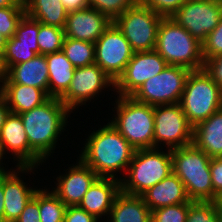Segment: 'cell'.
<instances>
[{
  "mask_svg": "<svg viewBox=\"0 0 222 222\" xmlns=\"http://www.w3.org/2000/svg\"><path fill=\"white\" fill-rule=\"evenodd\" d=\"M79 158L88 165L98 177L115 178L117 172L126 173L135 149L126 141L111 122L93 131L86 139Z\"/></svg>",
  "mask_w": 222,
  "mask_h": 222,
  "instance_id": "1",
  "label": "cell"
},
{
  "mask_svg": "<svg viewBox=\"0 0 222 222\" xmlns=\"http://www.w3.org/2000/svg\"><path fill=\"white\" fill-rule=\"evenodd\" d=\"M70 114L71 111L59 98L52 97L30 111L19 114L30 148L43 161L54 153L55 144L61 132L65 130Z\"/></svg>",
  "mask_w": 222,
  "mask_h": 222,
  "instance_id": "2",
  "label": "cell"
},
{
  "mask_svg": "<svg viewBox=\"0 0 222 222\" xmlns=\"http://www.w3.org/2000/svg\"><path fill=\"white\" fill-rule=\"evenodd\" d=\"M173 173L183 182L187 196L192 201H212L210 160L193 143L171 149Z\"/></svg>",
  "mask_w": 222,
  "mask_h": 222,
  "instance_id": "3",
  "label": "cell"
},
{
  "mask_svg": "<svg viewBox=\"0 0 222 222\" xmlns=\"http://www.w3.org/2000/svg\"><path fill=\"white\" fill-rule=\"evenodd\" d=\"M155 50L168 65L192 70L203 69L202 43L171 17H164L158 28Z\"/></svg>",
  "mask_w": 222,
  "mask_h": 222,
  "instance_id": "4",
  "label": "cell"
},
{
  "mask_svg": "<svg viewBox=\"0 0 222 222\" xmlns=\"http://www.w3.org/2000/svg\"><path fill=\"white\" fill-rule=\"evenodd\" d=\"M165 152L159 148L135 150L125 178L120 177L121 192L141 196L173 173L171 149Z\"/></svg>",
  "mask_w": 222,
  "mask_h": 222,
  "instance_id": "5",
  "label": "cell"
},
{
  "mask_svg": "<svg viewBox=\"0 0 222 222\" xmlns=\"http://www.w3.org/2000/svg\"><path fill=\"white\" fill-rule=\"evenodd\" d=\"M112 125L135 150L154 148V106L117 96Z\"/></svg>",
  "mask_w": 222,
  "mask_h": 222,
  "instance_id": "6",
  "label": "cell"
},
{
  "mask_svg": "<svg viewBox=\"0 0 222 222\" xmlns=\"http://www.w3.org/2000/svg\"><path fill=\"white\" fill-rule=\"evenodd\" d=\"M180 105L190 125L195 127L222 108V90L204 69L192 70Z\"/></svg>",
  "mask_w": 222,
  "mask_h": 222,
  "instance_id": "7",
  "label": "cell"
},
{
  "mask_svg": "<svg viewBox=\"0 0 222 222\" xmlns=\"http://www.w3.org/2000/svg\"><path fill=\"white\" fill-rule=\"evenodd\" d=\"M164 17L138 1L113 22L122 31L134 52L155 49L158 28Z\"/></svg>",
  "mask_w": 222,
  "mask_h": 222,
  "instance_id": "8",
  "label": "cell"
},
{
  "mask_svg": "<svg viewBox=\"0 0 222 222\" xmlns=\"http://www.w3.org/2000/svg\"><path fill=\"white\" fill-rule=\"evenodd\" d=\"M190 69L167 65L162 72L146 80L131 96L151 106L180 103Z\"/></svg>",
  "mask_w": 222,
  "mask_h": 222,
  "instance_id": "9",
  "label": "cell"
},
{
  "mask_svg": "<svg viewBox=\"0 0 222 222\" xmlns=\"http://www.w3.org/2000/svg\"><path fill=\"white\" fill-rule=\"evenodd\" d=\"M192 141L193 127L180 103L154 106V148L166 144L167 149H174L190 145Z\"/></svg>",
  "mask_w": 222,
  "mask_h": 222,
  "instance_id": "10",
  "label": "cell"
},
{
  "mask_svg": "<svg viewBox=\"0 0 222 222\" xmlns=\"http://www.w3.org/2000/svg\"><path fill=\"white\" fill-rule=\"evenodd\" d=\"M134 51L114 22L95 42V63L114 81L123 74Z\"/></svg>",
  "mask_w": 222,
  "mask_h": 222,
  "instance_id": "11",
  "label": "cell"
},
{
  "mask_svg": "<svg viewBox=\"0 0 222 222\" xmlns=\"http://www.w3.org/2000/svg\"><path fill=\"white\" fill-rule=\"evenodd\" d=\"M221 16L222 0H186L171 18L202 43Z\"/></svg>",
  "mask_w": 222,
  "mask_h": 222,
  "instance_id": "12",
  "label": "cell"
},
{
  "mask_svg": "<svg viewBox=\"0 0 222 222\" xmlns=\"http://www.w3.org/2000/svg\"><path fill=\"white\" fill-rule=\"evenodd\" d=\"M110 85L114 89L115 82L96 63L79 67L75 69L70 87L60 100L72 112L77 106L86 105L88 100L91 102Z\"/></svg>",
  "mask_w": 222,
  "mask_h": 222,
  "instance_id": "13",
  "label": "cell"
},
{
  "mask_svg": "<svg viewBox=\"0 0 222 222\" xmlns=\"http://www.w3.org/2000/svg\"><path fill=\"white\" fill-rule=\"evenodd\" d=\"M167 65L155 49L134 52L114 89L120 96H132L146 80L162 72Z\"/></svg>",
  "mask_w": 222,
  "mask_h": 222,
  "instance_id": "14",
  "label": "cell"
},
{
  "mask_svg": "<svg viewBox=\"0 0 222 222\" xmlns=\"http://www.w3.org/2000/svg\"><path fill=\"white\" fill-rule=\"evenodd\" d=\"M0 148L3 155L8 150L14 154V158L18 162L15 167H38L40 163L42 165L44 162L30 148L25 127L19 114L10 112L6 117L0 131Z\"/></svg>",
  "mask_w": 222,
  "mask_h": 222,
  "instance_id": "15",
  "label": "cell"
},
{
  "mask_svg": "<svg viewBox=\"0 0 222 222\" xmlns=\"http://www.w3.org/2000/svg\"><path fill=\"white\" fill-rule=\"evenodd\" d=\"M113 21L91 7L68 12L64 33L74 40L95 43Z\"/></svg>",
  "mask_w": 222,
  "mask_h": 222,
  "instance_id": "16",
  "label": "cell"
},
{
  "mask_svg": "<svg viewBox=\"0 0 222 222\" xmlns=\"http://www.w3.org/2000/svg\"><path fill=\"white\" fill-rule=\"evenodd\" d=\"M69 167L68 172L56 178V188L52 191L66 206H78L98 175L80 158Z\"/></svg>",
  "mask_w": 222,
  "mask_h": 222,
  "instance_id": "17",
  "label": "cell"
},
{
  "mask_svg": "<svg viewBox=\"0 0 222 222\" xmlns=\"http://www.w3.org/2000/svg\"><path fill=\"white\" fill-rule=\"evenodd\" d=\"M37 167H17L3 175L4 222H15L28 202L34 197L36 189L29 188L18 174L32 172ZM16 170H18L16 172ZM18 173V174H17Z\"/></svg>",
  "mask_w": 222,
  "mask_h": 222,
  "instance_id": "18",
  "label": "cell"
},
{
  "mask_svg": "<svg viewBox=\"0 0 222 222\" xmlns=\"http://www.w3.org/2000/svg\"><path fill=\"white\" fill-rule=\"evenodd\" d=\"M120 192V179L98 177L78 206L100 220L101 216L109 215Z\"/></svg>",
  "mask_w": 222,
  "mask_h": 222,
  "instance_id": "19",
  "label": "cell"
},
{
  "mask_svg": "<svg viewBox=\"0 0 222 222\" xmlns=\"http://www.w3.org/2000/svg\"><path fill=\"white\" fill-rule=\"evenodd\" d=\"M141 196L151 211L170 205L186 203L190 200L183 182L174 173L150 187Z\"/></svg>",
  "mask_w": 222,
  "mask_h": 222,
  "instance_id": "20",
  "label": "cell"
},
{
  "mask_svg": "<svg viewBox=\"0 0 222 222\" xmlns=\"http://www.w3.org/2000/svg\"><path fill=\"white\" fill-rule=\"evenodd\" d=\"M3 84H22L44 90L49 95L48 66L45 55L13 65Z\"/></svg>",
  "mask_w": 222,
  "mask_h": 222,
  "instance_id": "21",
  "label": "cell"
},
{
  "mask_svg": "<svg viewBox=\"0 0 222 222\" xmlns=\"http://www.w3.org/2000/svg\"><path fill=\"white\" fill-rule=\"evenodd\" d=\"M192 143L210 158L222 157V108L193 127Z\"/></svg>",
  "mask_w": 222,
  "mask_h": 222,
  "instance_id": "22",
  "label": "cell"
},
{
  "mask_svg": "<svg viewBox=\"0 0 222 222\" xmlns=\"http://www.w3.org/2000/svg\"><path fill=\"white\" fill-rule=\"evenodd\" d=\"M0 92L14 114L30 111L50 98L44 90L22 84H0Z\"/></svg>",
  "mask_w": 222,
  "mask_h": 222,
  "instance_id": "23",
  "label": "cell"
},
{
  "mask_svg": "<svg viewBox=\"0 0 222 222\" xmlns=\"http://www.w3.org/2000/svg\"><path fill=\"white\" fill-rule=\"evenodd\" d=\"M107 217L109 222H151V210L142 196L120 192Z\"/></svg>",
  "mask_w": 222,
  "mask_h": 222,
  "instance_id": "24",
  "label": "cell"
},
{
  "mask_svg": "<svg viewBox=\"0 0 222 222\" xmlns=\"http://www.w3.org/2000/svg\"><path fill=\"white\" fill-rule=\"evenodd\" d=\"M45 56L48 66L49 96L60 99L69 89L76 68L62 50Z\"/></svg>",
  "mask_w": 222,
  "mask_h": 222,
  "instance_id": "25",
  "label": "cell"
},
{
  "mask_svg": "<svg viewBox=\"0 0 222 222\" xmlns=\"http://www.w3.org/2000/svg\"><path fill=\"white\" fill-rule=\"evenodd\" d=\"M24 6L26 15L32 19L64 29L68 11L61 0H27Z\"/></svg>",
  "mask_w": 222,
  "mask_h": 222,
  "instance_id": "26",
  "label": "cell"
},
{
  "mask_svg": "<svg viewBox=\"0 0 222 222\" xmlns=\"http://www.w3.org/2000/svg\"><path fill=\"white\" fill-rule=\"evenodd\" d=\"M62 51L75 68L95 63V43L65 37Z\"/></svg>",
  "mask_w": 222,
  "mask_h": 222,
  "instance_id": "27",
  "label": "cell"
},
{
  "mask_svg": "<svg viewBox=\"0 0 222 222\" xmlns=\"http://www.w3.org/2000/svg\"><path fill=\"white\" fill-rule=\"evenodd\" d=\"M66 207L52 191L39 188L40 222H63Z\"/></svg>",
  "mask_w": 222,
  "mask_h": 222,
  "instance_id": "28",
  "label": "cell"
},
{
  "mask_svg": "<svg viewBox=\"0 0 222 222\" xmlns=\"http://www.w3.org/2000/svg\"><path fill=\"white\" fill-rule=\"evenodd\" d=\"M64 39V29L39 22V33L37 36L39 55H47L61 51Z\"/></svg>",
  "mask_w": 222,
  "mask_h": 222,
  "instance_id": "29",
  "label": "cell"
},
{
  "mask_svg": "<svg viewBox=\"0 0 222 222\" xmlns=\"http://www.w3.org/2000/svg\"><path fill=\"white\" fill-rule=\"evenodd\" d=\"M4 54L10 69L13 65L26 62L39 55V47L38 45L17 44V39L12 36L6 41Z\"/></svg>",
  "mask_w": 222,
  "mask_h": 222,
  "instance_id": "30",
  "label": "cell"
},
{
  "mask_svg": "<svg viewBox=\"0 0 222 222\" xmlns=\"http://www.w3.org/2000/svg\"><path fill=\"white\" fill-rule=\"evenodd\" d=\"M186 222H218L217 202L193 201L189 206Z\"/></svg>",
  "mask_w": 222,
  "mask_h": 222,
  "instance_id": "31",
  "label": "cell"
},
{
  "mask_svg": "<svg viewBox=\"0 0 222 222\" xmlns=\"http://www.w3.org/2000/svg\"><path fill=\"white\" fill-rule=\"evenodd\" d=\"M192 200L186 203L170 205L151 211V222H186V216Z\"/></svg>",
  "mask_w": 222,
  "mask_h": 222,
  "instance_id": "32",
  "label": "cell"
},
{
  "mask_svg": "<svg viewBox=\"0 0 222 222\" xmlns=\"http://www.w3.org/2000/svg\"><path fill=\"white\" fill-rule=\"evenodd\" d=\"M25 14V6L0 8V32L7 39L14 36L17 25Z\"/></svg>",
  "mask_w": 222,
  "mask_h": 222,
  "instance_id": "33",
  "label": "cell"
},
{
  "mask_svg": "<svg viewBox=\"0 0 222 222\" xmlns=\"http://www.w3.org/2000/svg\"><path fill=\"white\" fill-rule=\"evenodd\" d=\"M139 0H88L89 7L98 10L114 21L125 10L134 6Z\"/></svg>",
  "mask_w": 222,
  "mask_h": 222,
  "instance_id": "34",
  "label": "cell"
},
{
  "mask_svg": "<svg viewBox=\"0 0 222 222\" xmlns=\"http://www.w3.org/2000/svg\"><path fill=\"white\" fill-rule=\"evenodd\" d=\"M39 21L32 19L26 14L19 21L14 33L17 44L38 45Z\"/></svg>",
  "mask_w": 222,
  "mask_h": 222,
  "instance_id": "35",
  "label": "cell"
},
{
  "mask_svg": "<svg viewBox=\"0 0 222 222\" xmlns=\"http://www.w3.org/2000/svg\"><path fill=\"white\" fill-rule=\"evenodd\" d=\"M202 53L204 60L222 54V16L219 24L202 42Z\"/></svg>",
  "mask_w": 222,
  "mask_h": 222,
  "instance_id": "36",
  "label": "cell"
},
{
  "mask_svg": "<svg viewBox=\"0 0 222 222\" xmlns=\"http://www.w3.org/2000/svg\"><path fill=\"white\" fill-rule=\"evenodd\" d=\"M163 17H171L186 0H139Z\"/></svg>",
  "mask_w": 222,
  "mask_h": 222,
  "instance_id": "37",
  "label": "cell"
},
{
  "mask_svg": "<svg viewBox=\"0 0 222 222\" xmlns=\"http://www.w3.org/2000/svg\"><path fill=\"white\" fill-rule=\"evenodd\" d=\"M211 182L213 186V202L222 198V157L210 160Z\"/></svg>",
  "mask_w": 222,
  "mask_h": 222,
  "instance_id": "38",
  "label": "cell"
},
{
  "mask_svg": "<svg viewBox=\"0 0 222 222\" xmlns=\"http://www.w3.org/2000/svg\"><path fill=\"white\" fill-rule=\"evenodd\" d=\"M203 69L222 90V54L205 59Z\"/></svg>",
  "mask_w": 222,
  "mask_h": 222,
  "instance_id": "39",
  "label": "cell"
},
{
  "mask_svg": "<svg viewBox=\"0 0 222 222\" xmlns=\"http://www.w3.org/2000/svg\"><path fill=\"white\" fill-rule=\"evenodd\" d=\"M15 222H40L39 189Z\"/></svg>",
  "mask_w": 222,
  "mask_h": 222,
  "instance_id": "40",
  "label": "cell"
},
{
  "mask_svg": "<svg viewBox=\"0 0 222 222\" xmlns=\"http://www.w3.org/2000/svg\"><path fill=\"white\" fill-rule=\"evenodd\" d=\"M93 215L86 212L79 206H67L63 222H97Z\"/></svg>",
  "mask_w": 222,
  "mask_h": 222,
  "instance_id": "41",
  "label": "cell"
},
{
  "mask_svg": "<svg viewBox=\"0 0 222 222\" xmlns=\"http://www.w3.org/2000/svg\"><path fill=\"white\" fill-rule=\"evenodd\" d=\"M61 1L68 12L89 7L88 0H61Z\"/></svg>",
  "mask_w": 222,
  "mask_h": 222,
  "instance_id": "42",
  "label": "cell"
},
{
  "mask_svg": "<svg viewBox=\"0 0 222 222\" xmlns=\"http://www.w3.org/2000/svg\"><path fill=\"white\" fill-rule=\"evenodd\" d=\"M10 112L11 111L8 107L7 101L3 94L0 92V131L5 123L6 117L9 115Z\"/></svg>",
  "mask_w": 222,
  "mask_h": 222,
  "instance_id": "43",
  "label": "cell"
},
{
  "mask_svg": "<svg viewBox=\"0 0 222 222\" xmlns=\"http://www.w3.org/2000/svg\"><path fill=\"white\" fill-rule=\"evenodd\" d=\"M9 68L7 66L5 60L4 52H0V83H4V81L8 78Z\"/></svg>",
  "mask_w": 222,
  "mask_h": 222,
  "instance_id": "44",
  "label": "cell"
},
{
  "mask_svg": "<svg viewBox=\"0 0 222 222\" xmlns=\"http://www.w3.org/2000/svg\"><path fill=\"white\" fill-rule=\"evenodd\" d=\"M4 191H3V176L0 178V222H4Z\"/></svg>",
  "mask_w": 222,
  "mask_h": 222,
  "instance_id": "45",
  "label": "cell"
},
{
  "mask_svg": "<svg viewBox=\"0 0 222 222\" xmlns=\"http://www.w3.org/2000/svg\"><path fill=\"white\" fill-rule=\"evenodd\" d=\"M10 6H24V3H21L19 0H0V8Z\"/></svg>",
  "mask_w": 222,
  "mask_h": 222,
  "instance_id": "46",
  "label": "cell"
},
{
  "mask_svg": "<svg viewBox=\"0 0 222 222\" xmlns=\"http://www.w3.org/2000/svg\"><path fill=\"white\" fill-rule=\"evenodd\" d=\"M7 38L0 32V52H5Z\"/></svg>",
  "mask_w": 222,
  "mask_h": 222,
  "instance_id": "47",
  "label": "cell"
},
{
  "mask_svg": "<svg viewBox=\"0 0 222 222\" xmlns=\"http://www.w3.org/2000/svg\"><path fill=\"white\" fill-rule=\"evenodd\" d=\"M3 153H2V150H1V148H0V178L4 175V174H6L8 171H6L4 168V166L3 165H1V164H3V163H1L3 160ZM3 166V167H2Z\"/></svg>",
  "mask_w": 222,
  "mask_h": 222,
  "instance_id": "48",
  "label": "cell"
},
{
  "mask_svg": "<svg viewBox=\"0 0 222 222\" xmlns=\"http://www.w3.org/2000/svg\"><path fill=\"white\" fill-rule=\"evenodd\" d=\"M218 206V222H222V202L220 200L217 201Z\"/></svg>",
  "mask_w": 222,
  "mask_h": 222,
  "instance_id": "49",
  "label": "cell"
},
{
  "mask_svg": "<svg viewBox=\"0 0 222 222\" xmlns=\"http://www.w3.org/2000/svg\"><path fill=\"white\" fill-rule=\"evenodd\" d=\"M21 3H25L27 0H19Z\"/></svg>",
  "mask_w": 222,
  "mask_h": 222,
  "instance_id": "50",
  "label": "cell"
}]
</instances>
